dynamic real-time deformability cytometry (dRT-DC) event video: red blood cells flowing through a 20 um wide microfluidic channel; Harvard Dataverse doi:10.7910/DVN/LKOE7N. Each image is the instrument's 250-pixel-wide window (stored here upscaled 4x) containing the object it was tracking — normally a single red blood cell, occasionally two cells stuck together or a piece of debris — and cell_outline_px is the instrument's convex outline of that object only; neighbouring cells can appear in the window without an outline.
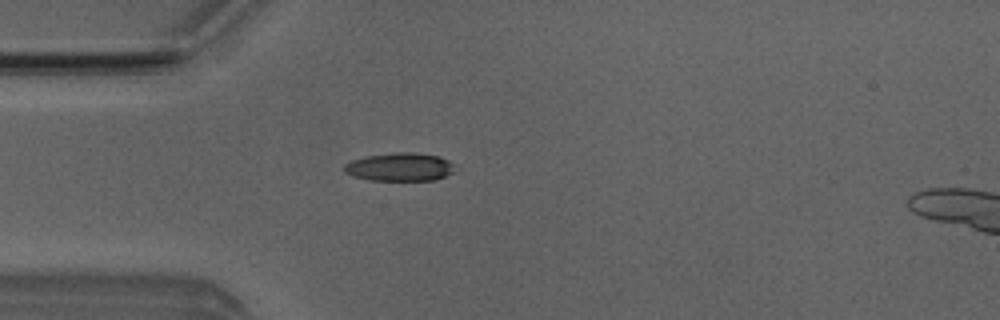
{"species": "Egyptian fruit bat (a non-hibernating species)", "species_latin": "Rousettus aegyptiacus", "temperature_condition": "room temperature", "stored_images_in_passage": 4, "camera_frame_rate_fps": 3000, "um_per_image_px": 0.085, "animal": {"sex": "male"}, "frame": {"image": 1, "passage_image": 4, "time_ms": 3.333, "image_size_px": [1000, 320], "cell_outline_px": [[452, 172], [436, 180], [368, 180], [352, 176], [344, 172], [344, 164], [352, 160], [364, 156], [396, 152], [412, 152], [440, 156], [448, 160], [452, 164]], "centroid_in_image_um": [33.93, 14.19], "position_along_channel_um": 51.1, "area_um2": 18.21}}